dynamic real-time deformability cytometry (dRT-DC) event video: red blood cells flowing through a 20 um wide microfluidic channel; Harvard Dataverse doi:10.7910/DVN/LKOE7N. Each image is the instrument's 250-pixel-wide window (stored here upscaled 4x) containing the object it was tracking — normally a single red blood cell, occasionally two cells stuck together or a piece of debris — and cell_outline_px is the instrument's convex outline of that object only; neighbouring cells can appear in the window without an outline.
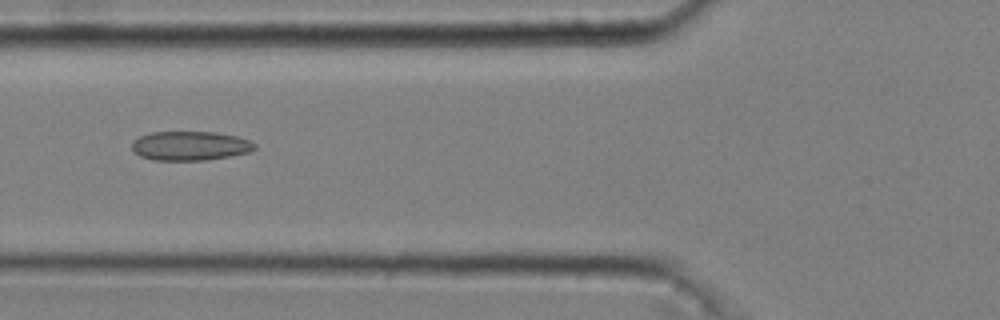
{"species": "common noctule bat (a hibernating species)", "species_latin": "Nyctalus noctula", "temperature_condition": "cold", "stored_images_in_passage": 44, "camera_frame_rate_fps": 3000, "um_per_image_px": 0.085, "animal": {"sex": "male", "body_mass_g": 20.4}, "frame": {"image": 1, "passage_image": 15, "time_ms": 4.667, "image_size_px": [1000, 320], "cell_outline_px": [[256, 148], [248, 152], [232, 156], [208, 160], [156, 160], [140, 156], [132, 148], [132, 140], [140, 136], [152, 132], [216, 132], [236, 136], [252, 140], [256, 144]], "centroid_in_image_um": [16.2, 12.39], "position_along_channel_um": 109.6, "area_um2": 20.98}}
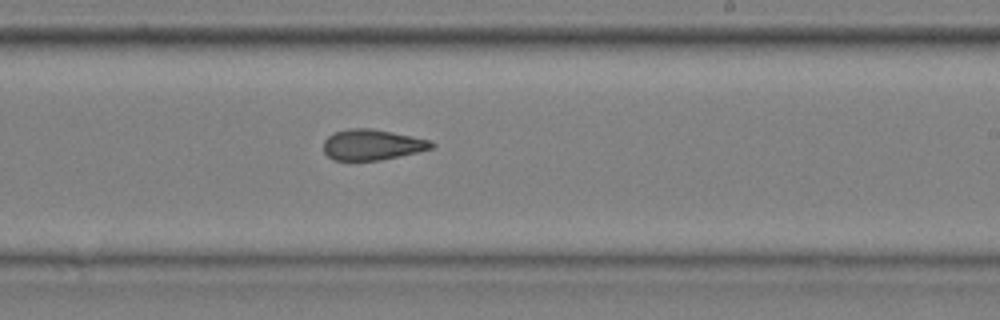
{"frame": {"image": 2, "passage_image": 27, "time_ms": 8.667, "image_size_px": [1000, 320], "cell_outline_px": [[436, 144], [432, 148], [416, 152], [380, 160], [332, 160], [324, 152], [324, 140], [332, 132], [348, 128], [368, 128], [392, 132], [432, 140]], "centroid_in_image_um": [31.61, 12.29], "position_along_channel_um": 257.4, "area_um2": 19.31}}
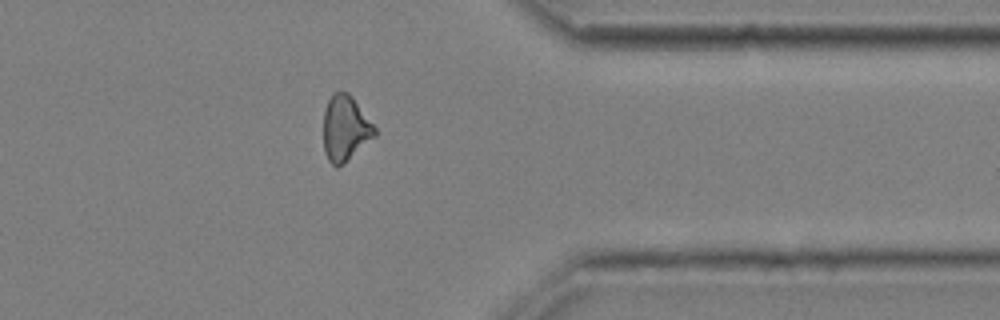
{"frame": {"image": 3, "passage_image": 38, "time_ms": 12.333, "image_size_px": [1000, 320], "cell_outline_px": [[376, 136], [344, 164], [336, 168], [328, 160], [324, 152], [324, 112], [328, 100], [332, 92], [348, 92], [352, 96], [376, 128]], "centroid_in_image_um": [29.35, 10.93], "position_along_channel_um": 382.0, "area_um2": 19.65}, "authors_computed_cell_mechanics": {"area_um2": 19.8832, "velocity_mm_per_s": 3.6958, "shape_relaxation_time_tau1_ms": null, "shape_relaxation_time_tau2_ms": 3.4769, "deformation_change_tau1": null, "deformation_change_tau2": 0.1216}}